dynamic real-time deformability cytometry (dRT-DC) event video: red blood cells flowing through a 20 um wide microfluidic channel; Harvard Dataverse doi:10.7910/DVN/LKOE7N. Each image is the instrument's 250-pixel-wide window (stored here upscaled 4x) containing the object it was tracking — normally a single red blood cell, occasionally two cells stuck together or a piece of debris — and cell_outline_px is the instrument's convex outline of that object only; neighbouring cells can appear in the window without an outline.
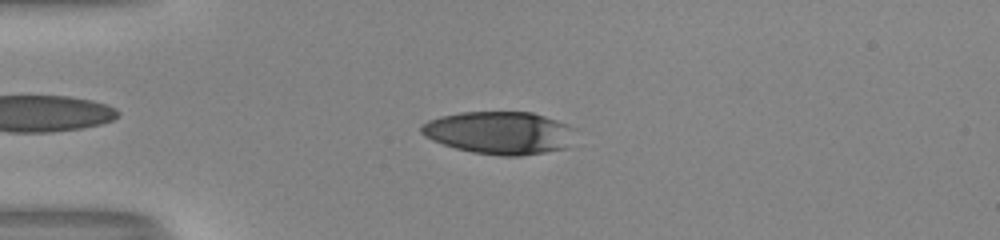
{"species": "human", "species_latin": "Homo sapiens", "temperature_condition": "room temperature", "stored_images_in_passage": 41, "camera_frame_rate_fps": 3000, "um_per_image_px": 0.085, "donor": {"sex": "male"}, "frame": {"image": 1, "passage_image": 7, "time_ms": 2.0, "image_size_px": [1000, 240], "cell_outline_px": [[556, 148], [540, 152], [476, 152], [460, 148], [436, 140], [428, 136], [420, 128], [424, 124], [432, 120], [444, 116], [468, 112], [528, 112], [540, 116], [548, 120]], "centroid_in_image_um": [41.9, 11.21], "position_along_channel_um": 43.1, "area_um2": 31.85}}
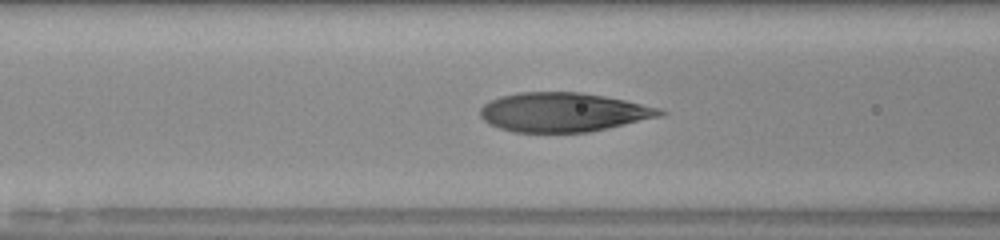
{"frame": {"image": 2, "passage_image": 15, "time_ms": 4.667, "image_size_px": [1000, 240], "cell_outline_px": [[660, 112], [648, 116], [620, 124], [580, 132], [520, 132], [504, 128], [492, 124], [484, 116], [484, 108], [488, 104], [496, 100], [508, 96], [528, 92], [572, 92], [600, 96], [620, 100], [636, 104]], "centroid_in_image_um": [47.72, 9.54], "position_along_channel_um": 118.9, "area_um2": 37.28}}
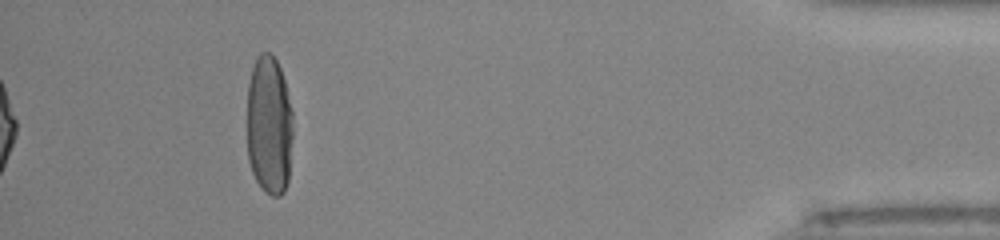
{"frame": {"image": 3, "passage_image": 41, "time_ms": 13.333, "image_size_px": [1000, 240], "cell_outline_px": [[292, 112], [288, 180], [284, 188], [276, 196], [268, 192], [256, 180], [248, 156], [248, 88], [252, 68], [256, 60], [264, 52], [268, 52], [276, 60], [280, 68], [284, 80]], "centroid_in_image_um": [22.87, 10.6], "position_along_channel_um": 412.3, "area_um2": 36.07}, "authors_computed_cell_mechanics": {"area_um2": 37.281, "velocity_mm_per_s": 4.0595, "shape_relaxation_time_tau1_ms": 8.3981, "shape_relaxation_time_tau2_ms": 0.8318, "deformation_change_tau1": 0.3199, "deformation_change_tau2": 0.0681}}